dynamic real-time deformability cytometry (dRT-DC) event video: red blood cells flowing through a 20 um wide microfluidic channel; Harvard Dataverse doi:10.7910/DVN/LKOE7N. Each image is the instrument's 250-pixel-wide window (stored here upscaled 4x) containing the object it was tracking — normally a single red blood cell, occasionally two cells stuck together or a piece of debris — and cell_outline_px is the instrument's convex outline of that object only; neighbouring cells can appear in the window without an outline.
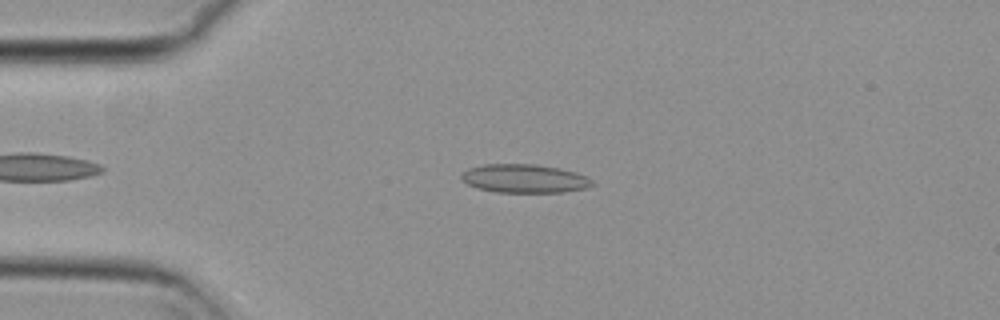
{"species": "common noctule bat (a hibernating species)", "species_latin": "Nyctalus noctula", "temperature_condition": "cold", "stored_images_in_passage": 34, "camera_frame_rate_fps": 3000, "um_per_image_px": 0.085, "animal": {"sex": "female", "body_mass_g": 29.2, "forearm_length_mm": 56.3}, "frame": {"image": 1, "passage_image": 6, "time_ms": 1.667, "image_size_px": [1000, 320], "cell_outline_px": [[596, 184], [588, 188], [564, 192], [496, 192], [476, 188], [468, 184], [460, 176], [468, 168], [484, 164], [536, 164], [560, 168], [576, 172], [592, 180]], "centroid_in_image_um": [44.61, 15.18], "position_along_channel_um": 40.4, "area_um2": 21.85}}
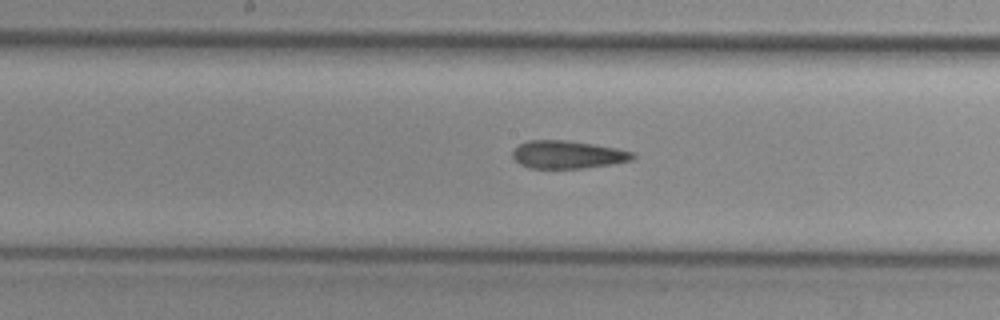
{"frame": {"image": 2, "passage_image": 21, "time_ms": 6.667, "image_size_px": [1000, 320], "cell_outline_px": [[636, 156], [632, 160], [612, 164], [584, 168], [528, 168], [520, 164], [512, 156], [512, 152], [520, 144], [528, 140], [568, 140], [616, 148], [636, 152]], "centroid_in_image_um": [48.28, 13.14], "position_along_channel_um": 199.9, "area_um2": 19.54}}
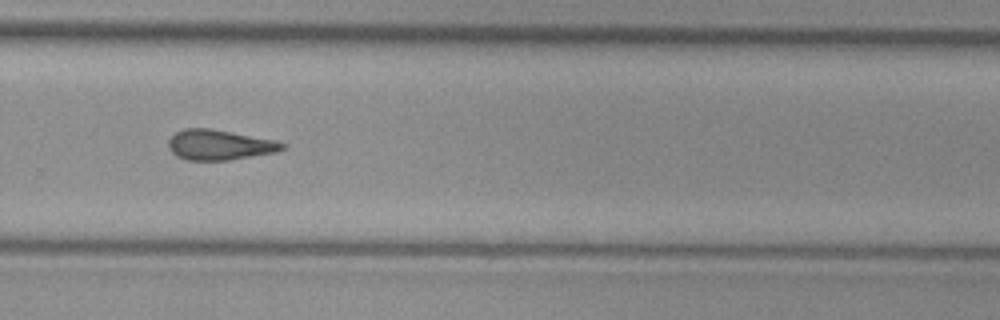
{"frame": {"image": 3, "passage_image": 30, "time_ms": 9.667, "image_size_px": [1000, 320], "cell_outline_px": [[288, 144], [284, 148], [276, 152], [228, 160], [188, 160], [176, 156], [168, 148], [168, 140], [176, 132], [184, 128], [212, 128], [276, 140]], "centroid_in_image_um": [18.66, 12.3], "position_along_channel_um": 311.1, "area_um2": 20.17}}